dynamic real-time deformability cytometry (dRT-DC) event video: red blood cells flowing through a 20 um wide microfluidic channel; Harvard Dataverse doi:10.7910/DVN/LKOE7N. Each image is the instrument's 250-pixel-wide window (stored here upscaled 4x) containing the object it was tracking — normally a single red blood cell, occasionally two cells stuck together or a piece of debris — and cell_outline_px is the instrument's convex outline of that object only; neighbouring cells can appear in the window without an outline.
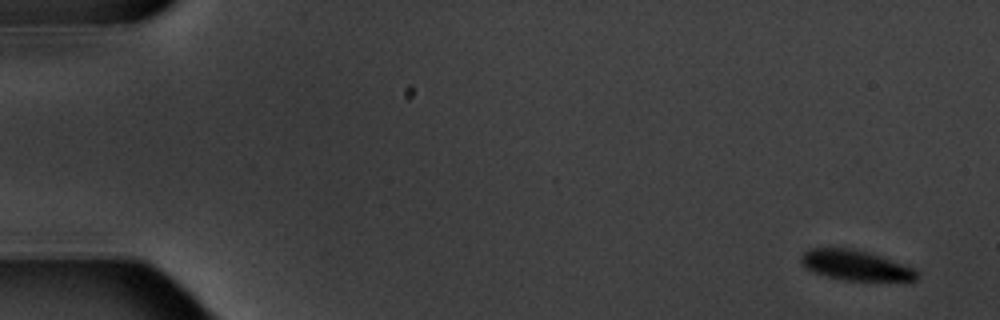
{"species": "common noctule bat (a hibernating species)", "species_latin": "Nyctalus noctula", "temperature_condition": "warm", "stored_images_in_passage": 15, "camera_frame_rate_fps": 3000, "um_per_image_px": 0.085, "animal": {"sex": "male", "body_mass_g": 20.1, "forearm_length_mm": 53.5}, "frame": {"image": 1, "passage_image": 1, "time_ms": 0.0, "image_size_px": [1000, 320], "cell_outline_px": [[916, 280], [844, 280], [812, 272], [804, 268], [800, 264], [800, 256], [804, 252], [812, 248], [852, 248], [868, 252], [880, 256], [912, 268], [916, 272]], "centroid_in_image_um": [72.61, 22.54], "position_along_channel_um": 12.4, "area_um2": 20.0}}
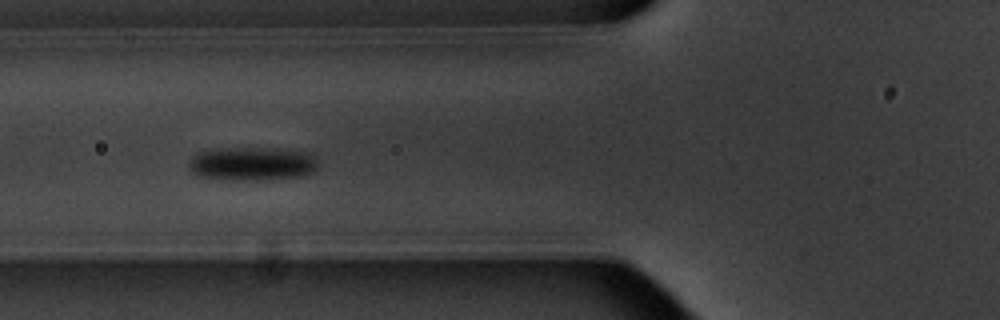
{"frame": {"image": 2, "passage_image": 6, "time_ms": 6.667, "image_size_px": [1000, 320], "cell_outline_px": [[320, 160], [316, 168], [312, 172], [300, 176], [260, 180], [232, 180], [196, 176], [188, 168], [188, 160], [196, 152], [212, 148], [276, 148], [304, 152]], "centroid_in_image_um": [21.36, 13.91], "position_along_channel_um": 104.4, "area_um2": 25.66}}
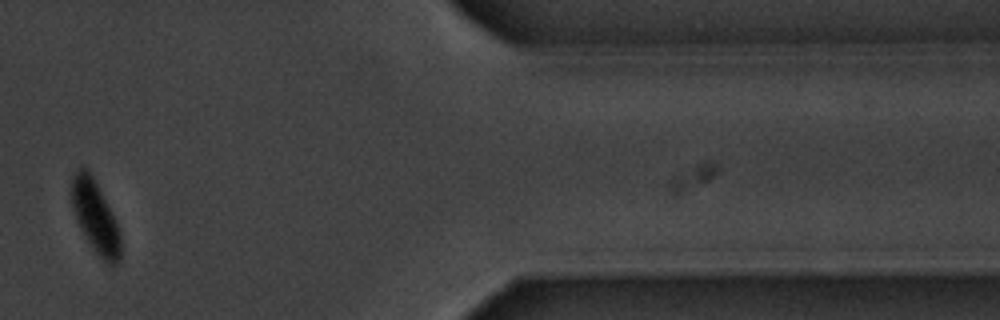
{"frame": {"image": 3, "passage_image": 14, "time_ms": 16.333, "image_size_px": [1000, 320], "cell_outline_px": [[120, 260], [112, 268], [96, 252], [80, 228], [76, 220], [72, 204], [72, 176], [80, 164], [88, 168], [116, 220], [120, 232]], "centroid_in_image_um": [8.1, 18.4], "position_along_channel_um": 403.3, "area_um2": 20.46}, "authors_computed_cell_mechanics": {"area_um2": 23.698, "velocity_mm_per_s": 3.4758, "shape_relaxation_time_tau1_ms": 1.4984, "shape_relaxation_time_tau2_ms": null, "deformation_change_tau1": 0.0795, "deformation_change_tau2": null}}